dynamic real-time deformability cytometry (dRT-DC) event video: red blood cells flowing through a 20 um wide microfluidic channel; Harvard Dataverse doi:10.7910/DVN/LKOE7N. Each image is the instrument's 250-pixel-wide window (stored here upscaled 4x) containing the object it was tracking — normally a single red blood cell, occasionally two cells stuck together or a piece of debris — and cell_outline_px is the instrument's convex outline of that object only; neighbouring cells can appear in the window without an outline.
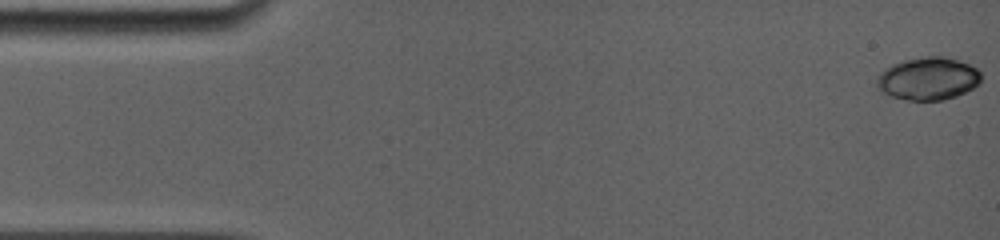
{"species": "common noctule bat (a hibernating species)", "species_latin": "Nyctalus noctula", "temperature_condition": "room temperature", "stored_images_in_passage": 31, "camera_frame_rate_fps": 5000, "um_per_image_px": 0.085, "animal": {"sex": "female", "body_mass_g": 19.0, "forearm_length_mm": 56.7}, "frame": {"image": 1, "passage_image": 1, "time_ms": 0.0, "image_size_px": [1000, 240], "cell_outline_px": [[980, 80], [972, 88], [956, 96], [944, 100], [908, 100], [892, 96], [876, 88], [876, 76], [880, 72], [892, 64], [904, 60], [924, 56], [944, 56], [968, 64], [976, 68], [980, 72]], "centroid_in_image_um": [78.84, 6.68], "position_along_channel_um": 6.2, "area_um2": 25.84}}
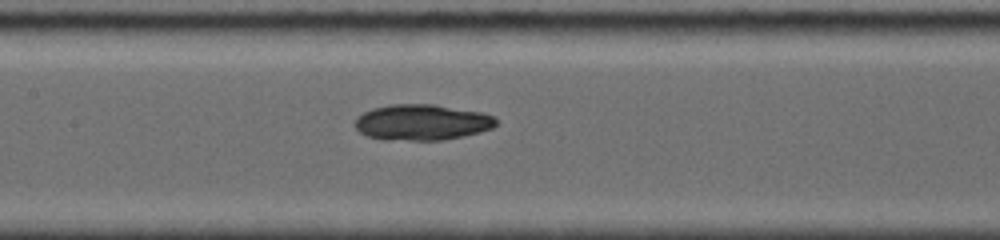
{"frame": {"image": 2, "passage_image": 16, "time_ms": 7.6, "image_size_px": [1000, 240], "cell_outline_px": [[496, 124], [492, 128], [480, 132], [440, 140], [412, 140], [368, 136], [360, 132], [352, 124], [356, 116], [372, 108], [388, 104], [432, 104], [480, 112], [492, 116], [496, 120]], "centroid_in_image_um": [35.82, 10.37], "position_along_channel_um": 171.6, "area_um2": 29.07}}
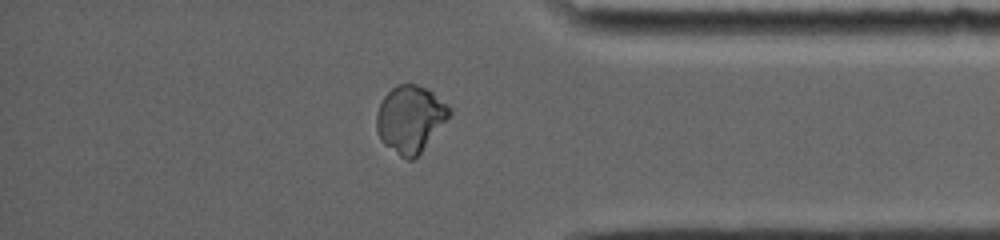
{"frame": {"image": 3, "passage_image": 28, "time_ms": 13.6, "image_size_px": [1000, 240], "cell_outline_px": [[452, 112], [420, 152], [412, 160], [408, 160], [400, 156], [384, 144], [380, 140], [376, 128], [376, 112], [384, 96], [396, 84], [416, 84], [432, 92], [448, 104], [452, 108]], "centroid_in_image_um": [34.84, 10.09], "position_along_channel_um": 400.4, "area_um2": 28.09}, "authors_computed_cell_mechanics": {"area_um2": 27.9752, "velocity_mm_per_s": 3.9029, "shape_relaxation_time_tau1_ms": 10.4996, "shape_relaxation_time_tau2_ms": 1.7592, "deformation_change_tau1": 0.4094, "deformation_change_tau2": 0.0361}}